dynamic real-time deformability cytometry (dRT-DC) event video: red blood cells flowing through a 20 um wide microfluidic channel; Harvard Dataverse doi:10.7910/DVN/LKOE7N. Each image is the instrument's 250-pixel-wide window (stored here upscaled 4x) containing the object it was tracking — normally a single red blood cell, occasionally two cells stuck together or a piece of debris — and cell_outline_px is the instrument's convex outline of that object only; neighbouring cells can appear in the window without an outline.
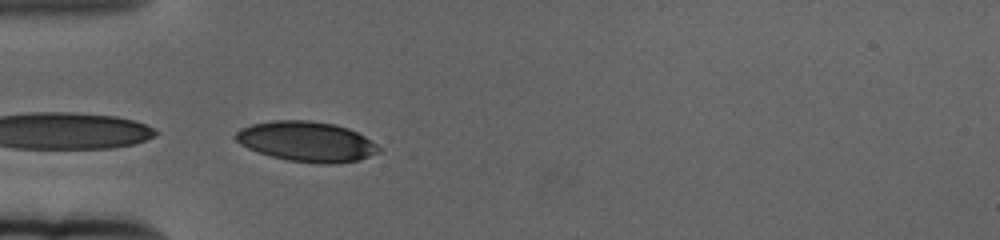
{"species": "human", "species_latin": "Homo sapiens", "temperature_condition": "cold", "stored_images_in_passage": 43, "camera_frame_rate_fps": 3000, "um_per_image_px": 0.085, "donor": {"sex": "female"}, "frame": {"image": 1, "passage_image": 1, "time_ms": 0.0, "image_size_px": [1000, 240], "cell_outline_px": [[380, 152], [356, 160], [332, 164], [320, 164], [288, 160], [272, 156], [248, 148], [240, 144], [232, 136], [240, 128], [252, 124], [272, 120], [308, 120], [332, 124], [348, 128], [364, 136], [376, 144], [380, 148]], "centroid_in_image_um": [26.03, 12.02], "position_along_channel_um": 59.0, "area_um2": 33.23}}
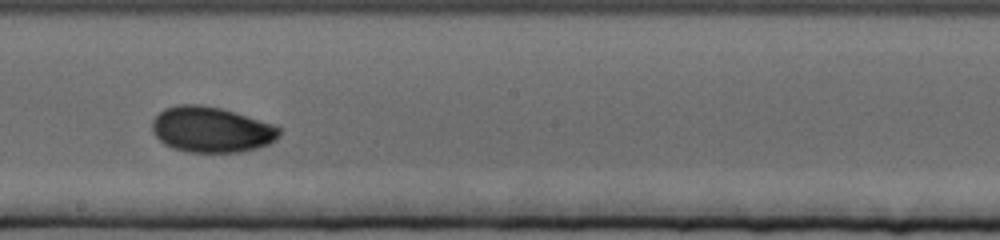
{"frame": {"image": 2, "passage_image": 17, "time_ms": 5.333, "image_size_px": [1000, 240], "cell_outline_px": [[280, 136], [276, 140], [268, 144], [256, 148], [240, 152], [184, 152], [172, 148], [164, 144], [152, 132], [152, 120], [164, 108], [180, 104], [200, 104], [220, 108], [272, 124], [280, 128]], "centroid_in_image_um": [17.93, 11.02], "position_along_channel_um": 230.3, "area_um2": 33.76}}
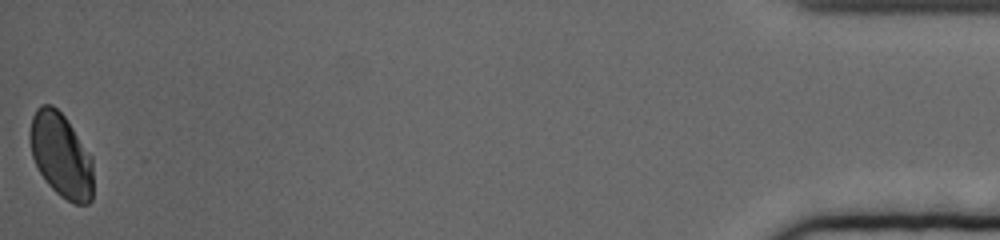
{"frame": {"image": 3, "passage_image": 43, "time_ms": 14.0, "image_size_px": [1000, 240], "cell_outline_px": [[92, 200], [88, 204], [72, 204], [60, 196], [48, 184], [40, 172], [32, 156], [28, 136], [28, 132], [32, 116], [36, 108], [40, 104], [52, 104], [64, 116], [92, 156]], "centroid_in_image_um": [5.17, 13.19], "position_along_channel_um": 430.0, "area_um2": 31.27}, "authors_computed_cell_mechanics": {"area_um2": 32.5414, "velocity_mm_per_s": 3.3305, "shape_relaxation_time_tau1_ms": 3.8792, "shape_relaxation_time_tau2_ms": 3.0294, "deformation_change_tau1": 0.1141, "deformation_change_tau2": 0.0496}}